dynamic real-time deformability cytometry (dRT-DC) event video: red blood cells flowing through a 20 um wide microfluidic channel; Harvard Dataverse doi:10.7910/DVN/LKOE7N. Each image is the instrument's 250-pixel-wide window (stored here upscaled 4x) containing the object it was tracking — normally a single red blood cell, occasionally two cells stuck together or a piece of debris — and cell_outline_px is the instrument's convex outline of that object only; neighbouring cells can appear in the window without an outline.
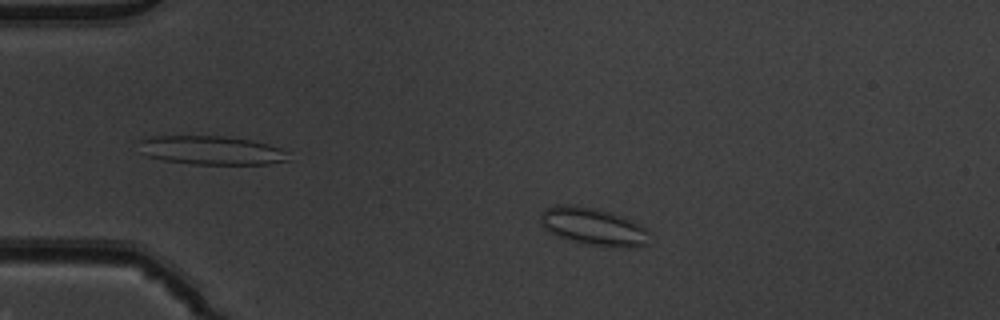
{"species": "common noctule bat (a hibernating species)", "species_latin": "Nyctalus noctula", "temperature_condition": "warm", "stored_images_in_passage": 51, "camera_frame_rate_fps": 3000, "um_per_image_px": 0.085, "animal": {"sex": "male", "body_mass_g": 19.5, "forearm_length_mm": 54.6}, "frame": {"image": 1, "passage_image": 9, "time_ms": 2.667, "image_size_px": [1000, 320], "cell_outline_px": [[652, 232], [648, 244], [628, 248], [624, 248], [592, 244], [572, 240], [548, 232], [540, 224], [540, 212], [544, 208], [556, 204], [568, 204], [592, 208], [624, 216], [640, 224]], "centroid_in_image_um": [50.45, 19.24], "position_along_channel_um": 34.5, "area_um2": 23.99}}
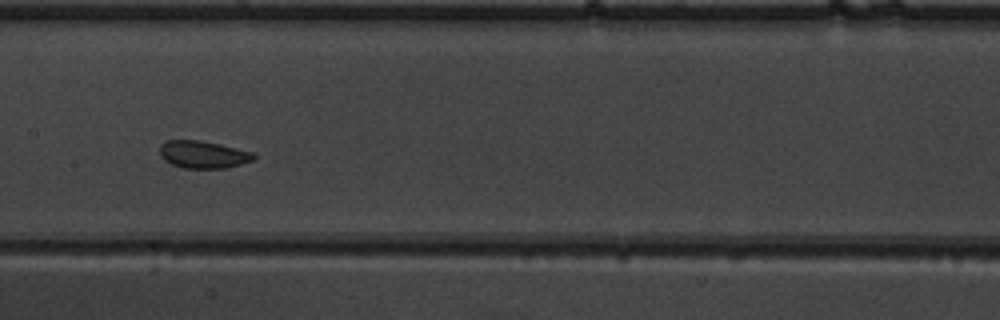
{"frame": {"image": 2, "passage_image": 25, "time_ms": 8.0, "image_size_px": [1000, 320], "cell_outline_px": [[256, 156], [252, 160], [228, 168], [184, 168], [172, 164], [164, 160], [160, 156], [160, 144], [164, 140], [200, 140], [220, 144], [252, 152]], "centroid_in_image_um": [17.23, 13.12], "position_along_channel_um": 190.2, "area_um2": 15.03}}
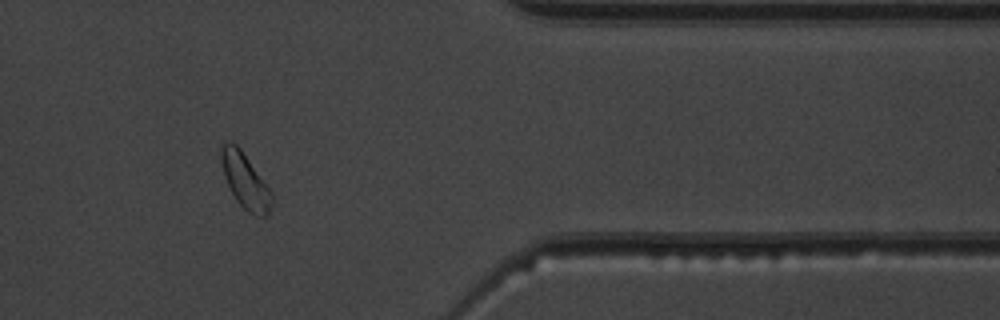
{"frame": {"image": 3, "passage_image": 42, "time_ms": 13.667, "image_size_px": [1000, 320], "cell_outline_px": [[272, 200], [268, 216], [260, 216], [248, 212], [236, 200], [224, 176], [220, 160], [220, 148], [228, 140], [232, 140], [240, 148], [272, 192]], "centroid_in_image_um": [20.82, 15.34], "position_along_channel_um": 390.6, "area_um2": 16.07}, "authors_computed_cell_mechanics": {"area_um2": 16.184, "velocity_mm_per_s": 3.845, "shape_relaxation_time_tau1_ms": null, "shape_relaxation_time_tau2_ms": 3.486, "deformation_change_tau1": null, "deformation_change_tau2": 0.0883}}